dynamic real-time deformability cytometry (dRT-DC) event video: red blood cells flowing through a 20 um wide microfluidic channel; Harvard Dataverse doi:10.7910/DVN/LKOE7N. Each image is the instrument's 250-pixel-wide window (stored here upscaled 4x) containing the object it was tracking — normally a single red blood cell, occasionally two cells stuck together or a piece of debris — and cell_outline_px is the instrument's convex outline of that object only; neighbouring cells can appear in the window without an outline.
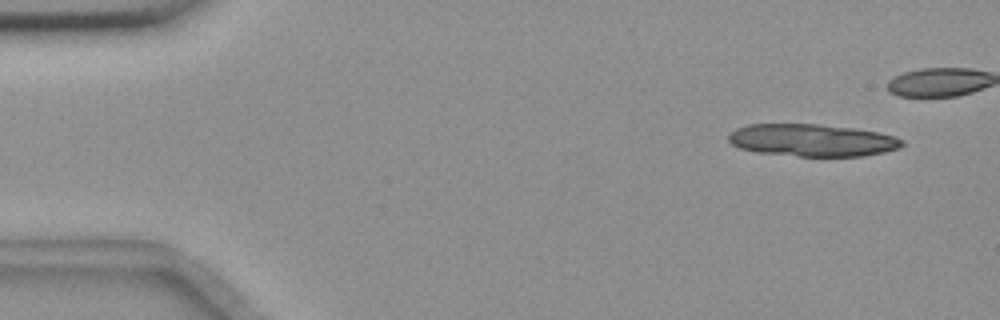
{"species": "common noctule bat (a hibernating species)", "species_latin": "Nyctalus noctula", "temperature_condition": "room temperature", "stored_images_in_passage": 14, "camera_frame_rate_fps": 3000, "um_per_image_px": 0.085, "animal": {"sex": "female", "body_mass_g": 18.4}, "frame": {"image": 1, "passage_image": 3, "time_ms": 0.667, "image_size_px": [1000, 320], "cell_outline_px": [[904, 144], [900, 148], [884, 152], [860, 156], [800, 156], [756, 152], [740, 148], [732, 144], [728, 140], [728, 132], [736, 128], [748, 124], [816, 124], [856, 128], [896, 136], [904, 140]], "centroid_in_image_um": [69.03, 11.91], "position_along_channel_um": 16.0, "area_um2": 32.83}}